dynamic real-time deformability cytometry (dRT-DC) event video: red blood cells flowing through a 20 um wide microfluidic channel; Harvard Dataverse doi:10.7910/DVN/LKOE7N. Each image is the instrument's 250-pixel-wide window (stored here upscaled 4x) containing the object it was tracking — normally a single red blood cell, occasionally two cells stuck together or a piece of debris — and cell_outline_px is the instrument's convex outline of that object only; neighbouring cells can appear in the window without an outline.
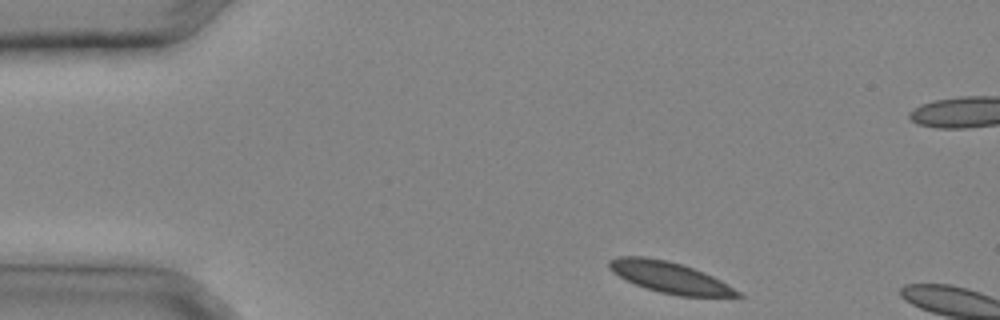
{"species": "common noctule bat (a hibernating species)", "species_latin": "Nyctalus noctula", "temperature_condition": "cold", "stored_images_in_passage": 3, "camera_frame_rate_fps": 3000, "um_per_image_px": 0.085, "animal": {"sex": "male", "body_mass_g": 20.4}, "frame": {"image": 1, "passage_image": 1, "time_ms": 0.0, "image_size_px": [1000, 320], "cell_outline_px": [[744, 296], [680, 296], [660, 292], [636, 284], [612, 272], [608, 268], [608, 260], [620, 256], [644, 256], [664, 260], [680, 264], [704, 272], [720, 280], [740, 292]], "centroid_in_image_um": [56.9, 23.56], "position_along_channel_um": 28.1, "area_um2": 22.77}}